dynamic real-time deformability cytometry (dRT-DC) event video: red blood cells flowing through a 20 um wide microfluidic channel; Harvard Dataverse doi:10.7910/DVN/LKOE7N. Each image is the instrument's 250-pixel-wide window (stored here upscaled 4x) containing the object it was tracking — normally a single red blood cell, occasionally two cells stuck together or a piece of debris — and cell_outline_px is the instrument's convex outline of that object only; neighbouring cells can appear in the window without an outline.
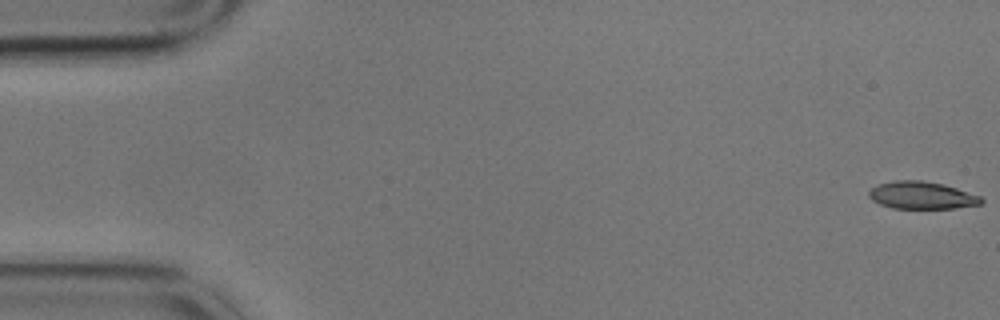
{"species": "common noctule bat (a hibernating species)", "species_latin": "Nyctalus noctula", "temperature_condition": "cold", "stored_images_in_passage": 58, "camera_frame_rate_fps": 3000, "um_per_image_px": 0.085, "animal": {"sex": "male", "body_mass_g": 17.9}, "frame": {"image": 1, "passage_image": 1, "time_ms": 0.0, "image_size_px": [1000, 320], "cell_outline_px": [[984, 204], [956, 208], [892, 208], [880, 204], [872, 200], [868, 196], [868, 192], [872, 188], [880, 184], [896, 180], [920, 180], [944, 184], [980, 196], [984, 200]], "centroid_in_image_um": [78.37, 16.61], "position_along_channel_um": 6.6, "area_um2": 17.92}}
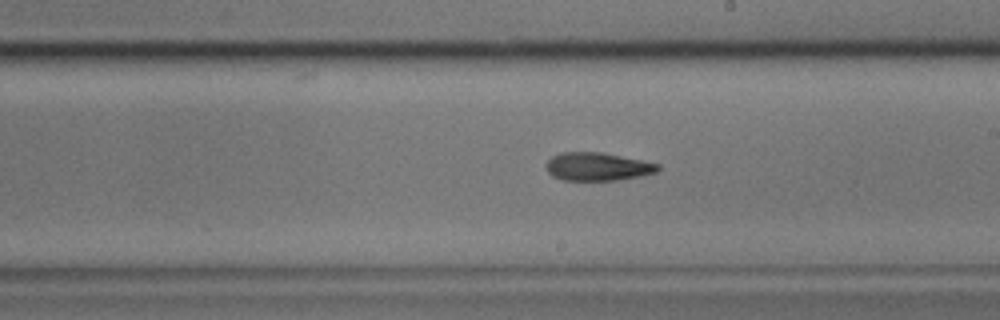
{"frame": {"image": 2, "passage_image": 33, "time_ms": 10.667, "image_size_px": [1000, 320], "cell_outline_px": [[660, 168], [656, 172], [640, 176], [616, 180], [564, 180], [552, 176], [548, 172], [548, 160], [552, 156], [560, 152], [600, 152], [660, 164]], "centroid_in_image_um": [50.79, 14.16], "position_along_channel_um": 238.2, "area_um2": 18.09}}
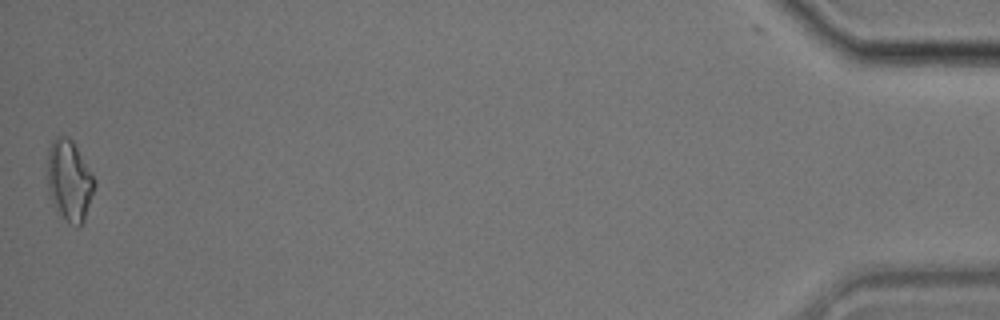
{"frame": {"image": 3, "passage_image": 58, "time_ms": 19.0, "image_size_px": [1000, 320], "cell_outline_px": [[96, 184], [84, 220], [76, 228], [68, 224], [56, 212], [48, 196], [48, 148], [52, 140], [56, 136], [68, 136], [72, 140], [92, 172], [96, 180]], "centroid_in_image_um": [5.88, 15.38], "position_along_channel_um": 429.3, "area_um2": 22.66}, "authors_computed_cell_mechanics": {"area_um2": 18.7272, "velocity_mm_per_s": 3.4308, "shape_relaxation_time_tau1_ms": 9.2582, "shape_relaxation_time_tau2_ms": 8.6858, "deformation_change_tau1": 0.216, "deformation_change_tau2": 0.208}}